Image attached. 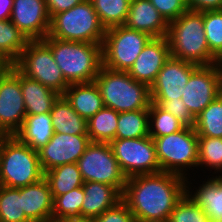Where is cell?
Segmentation results:
<instances>
[{"label": "cell", "instance_id": "b9f144b4", "mask_svg": "<svg viewBox=\"0 0 222 222\" xmlns=\"http://www.w3.org/2000/svg\"><path fill=\"white\" fill-rule=\"evenodd\" d=\"M84 0H45L46 8L51 18L53 15L67 11Z\"/></svg>", "mask_w": 222, "mask_h": 222}, {"label": "cell", "instance_id": "83f0119b", "mask_svg": "<svg viewBox=\"0 0 222 222\" xmlns=\"http://www.w3.org/2000/svg\"><path fill=\"white\" fill-rule=\"evenodd\" d=\"M149 136V109L121 112L115 139H134Z\"/></svg>", "mask_w": 222, "mask_h": 222}, {"label": "cell", "instance_id": "7c38bea8", "mask_svg": "<svg viewBox=\"0 0 222 222\" xmlns=\"http://www.w3.org/2000/svg\"><path fill=\"white\" fill-rule=\"evenodd\" d=\"M184 89L181 100L190 113L197 118L212 101L222 94L221 62L199 66L190 75Z\"/></svg>", "mask_w": 222, "mask_h": 222}, {"label": "cell", "instance_id": "6da1fadb", "mask_svg": "<svg viewBox=\"0 0 222 222\" xmlns=\"http://www.w3.org/2000/svg\"><path fill=\"white\" fill-rule=\"evenodd\" d=\"M185 193L186 178L161 171L127 178L122 200L136 222H167Z\"/></svg>", "mask_w": 222, "mask_h": 222}, {"label": "cell", "instance_id": "603a6c76", "mask_svg": "<svg viewBox=\"0 0 222 222\" xmlns=\"http://www.w3.org/2000/svg\"><path fill=\"white\" fill-rule=\"evenodd\" d=\"M188 180L186 178V193L190 198L210 216L212 222H222V175L209 178L194 193L190 192Z\"/></svg>", "mask_w": 222, "mask_h": 222}, {"label": "cell", "instance_id": "7bdbcfd3", "mask_svg": "<svg viewBox=\"0 0 222 222\" xmlns=\"http://www.w3.org/2000/svg\"><path fill=\"white\" fill-rule=\"evenodd\" d=\"M13 0H0V21L10 20Z\"/></svg>", "mask_w": 222, "mask_h": 222}, {"label": "cell", "instance_id": "d6986e66", "mask_svg": "<svg viewBox=\"0 0 222 222\" xmlns=\"http://www.w3.org/2000/svg\"><path fill=\"white\" fill-rule=\"evenodd\" d=\"M22 209L32 222H43L53 213V197L48 181L39 182L20 188Z\"/></svg>", "mask_w": 222, "mask_h": 222}, {"label": "cell", "instance_id": "7402d4cb", "mask_svg": "<svg viewBox=\"0 0 222 222\" xmlns=\"http://www.w3.org/2000/svg\"><path fill=\"white\" fill-rule=\"evenodd\" d=\"M20 87L26 115L50 113L60 94L20 72Z\"/></svg>", "mask_w": 222, "mask_h": 222}, {"label": "cell", "instance_id": "bcb514c9", "mask_svg": "<svg viewBox=\"0 0 222 222\" xmlns=\"http://www.w3.org/2000/svg\"><path fill=\"white\" fill-rule=\"evenodd\" d=\"M43 222H69V217H62V218H57V217H48L45 221Z\"/></svg>", "mask_w": 222, "mask_h": 222}, {"label": "cell", "instance_id": "f1b7e54d", "mask_svg": "<svg viewBox=\"0 0 222 222\" xmlns=\"http://www.w3.org/2000/svg\"><path fill=\"white\" fill-rule=\"evenodd\" d=\"M194 129L198 137L222 138V94L198 115Z\"/></svg>", "mask_w": 222, "mask_h": 222}, {"label": "cell", "instance_id": "cb8c5ba5", "mask_svg": "<svg viewBox=\"0 0 222 222\" xmlns=\"http://www.w3.org/2000/svg\"><path fill=\"white\" fill-rule=\"evenodd\" d=\"M54 134L50 113L26 115L21 128L14 136L33 150H40Z\"/></svg>", "mask_w": 222, "mask_h": 222}, {"label": "cell", "instance_id": "e0dca14e", "mask_svg": "<svg viewBox=\"0 0 222 222\" xmlns=\"http://www.w3.org/2000/svg\"><path fill=\"white\" fill-rule=\"evenodd\" d=\"M170 57V45L167 36L151 38L136 58L128 74L136 81L151 87Z\"/></svg>", "mask_w": 222, "mask_h": 222}, {"label": "cell", "instance_id": "836d02e7", "mask_svg": "<svg viewBox=\"0 0 222 222\" xmlns=\"http://www.w3.org/2000/svg\"><path fill=\"white\" fill-rule=\"evenodd\" d=\"M222 170V138L198 137V167Z\"/></svg>", "mask_w": 222, "mask_h": 222}, {"label": "cell", "instance_id": "3957f363", "mask_svg": "<svg viewBox=\"0 0 222 222\" xmlns=\"http://www.w3.org/2000/svg\"><path fill=\"white\" fill-rule=\"evenodd\" d=\"M54 59L69 84L93 82L103 66L102 45L46 36Z\"/></svg>", "mask_w": 222, "mask_h": 222}, {"label": "cell", "instance_id": "ac0fdd59", "mask_svg": "<svg viewBox=\"0 0 222 222\" xmlns=\"http://www.w3.org/2000/svg\"><path fill=\"white\" fill-rule=\"evenodd\" d=\"M125 26L158 38L167 36L169 24L149 0H131Z\"/></svg>", "mask_w": 222, "mask_h": 222}, {"label": "cell", "instance_id": "7a4b0ae2", "mask_svg": "<svg viewBox=\"0 0 222 222\" xmlns=\"http://www.w3.org/2000/svg\"><path fill=\"white\" fill-rule=\"evenodd\" d=\"M167 38L171 57L199 66L220 60L210 51L203 25V12L187 11L169 23Z\"/></svg>", "mask_w": 222, "mask_h": 222}, {"label": "cell", "instance_id": "8992f818", "mask_svg": "<svg viewBox=\"0 0 222 222\" xmlns=\"http://www.w3.org/2000/svg\"><path fill=\"white\" fill-rule=\"evenodd\" d=\"M106 33L90 0L50 18L48 36L74 42L103 44Z\"/></svg>", "mask_w": 222, "mask_h": 222}, {"label": "cell", "instance_id": "d4e9b609", "mask_svg": "<svg viewBox=\"0 0 222 222\" xmlns=\"http://www.w3.org/2000/svg\"><path fill=\"white\" fill-rule=\"evenodd\" d=\"M50 115L54 133L88 135L87 120L71 107L63 95L54 102Z\"/></svg>", "mask_w": 222, "mask_h": 222}, {"label": "cell", "instance_id": "d6a6232c", "mask_svg": "<svg viewBox=\"0 0 222 222\" xmlns=\"http://www.w3.org/2000/svg\"><path fill=\"white\" fill-rule=\"evenodd\" d=\"M185 127L171 113L163 110L158 104L149 106V136L162 137L182 130ZM155 128V129H154Z\"/></svg>", "mask_w": 222, "mask_h": 222}, {"label": "cell", "instance_id": "60d3db41", "mask_svg": "<svg viewBox=\"0 0 222 222\" xmlns=\"http://www.w3.org/2000/svg\"><path fill=\"white\" fill-rule=\"evenodd\" d=\"M189 11L205 12L222 10V0H186Z\"/></svg>", "mask_w": 222, "mask_h": 222}, {"label": "cell", "instance_id": "5b68a950", "mask_svg": "<svg viewBox=\"0 0 222 222\" xmlns=\"http://www.w3.org/2000/svg\"><path fill=\"white\" fill-rule=\"evenodd\" d=\"M44 173L38 151L20 142L14 135L0 139V185L21 188L39 182Z\"/></svg>", "mask_w": 222, "mask_h": 222}, {"label": "cell", "instance_id": "8fae6325", "mask_svg": "<svg viewBox=\"0 0 222 222\" xmlns=\"http://www.w3.org/2000/svg\"><path fill=\"white\" fill-rule=\"evenodd\" d=\"M109 144L127 178L161 172L152 137L114 139Z\"/></svg>", "mask_w": 222, "mask_h": 222}, {"label": "cell", "instance_id": "277c9868", "mask_svg": "<svg viewBox=\"0 0 222 222\" xmlns=\"http://www.w3.org/2000/svg\"><path fill=\"white\" fill-rule=\"evenodd\" d=\"M104 107L118 113L149 109L150 87L133 79L128 72L101 67L95 78Z\"/></svg>", "mask_w": 222, "mask_h": 222}, {"label": "cell", "instance_id": "ab89813d", "mask_svg": "<svg viewBox=\"0 0 222 222\" xmlns=\"http://www.w3.org/2000/svg\"><path fill=\"white\" fill-rule=\"evenodd\" d=\"M94 222H136L127 204L121 200L115 206L107 209Z\"/></svg>", "mask_w": 222, "mask_h": 222}, {"label": "cell", "instance_id": "4316f807", "mask_svg": "<svg viewBox=\"0 0 222 222\" xmlns=\"http://www.w3.org/2000/svg\"><path fill=\"white\" fill-rule=\"evenodd\" d=\"M119 113L103 107L87 121V134L91 142L110 143L116 137Z\"/></svg>", "mask_w": 222, "mask_h": 222}, {"label": "cell", "instance_id": "30bf717a", "mask_svg": "<svg viewBox=\"0 0 222 222\" xmlns=\"http://www.w3.org/2000/svg\"><path fill=\"white\" fill-rule=\"evenodd\" d=\"M83 182H100L123 193L127 177L123 174L109 143L91 142L77 161Z\"/></svg>", "mask_w": 222, "mask_h": 222}, {"label": "cell", "instance_id": "74e56055", "mask_svg": "<svg viewBox=\"0 0 222 222\" xmlns=\"http://www.w3.org/2000/svg\"><path fill=\"white\" fill-rule=\"evenodd\" d=\"M152 103L158 104L163 110L171 113L185 126L194 127L196 118L186 108L182 100H151Z\"/></svg>", "mask_w": 222, "mask_h": 222}, {"label": "cell", "instance_id": "52a82bcc", "mask_svg": "<svg viewBox=\"0 0 222 222\" xmlns=\"http://www.w3.org/2000/svg\"><path fill=\"white\" fill-rule=\"evenodd\" d=\"M152 139L161 171L187 178L186 168L198 167V136L194 127L185 126L176 133Z\"/></svg>", "mask_w": 222, "mask_h": 222}, {"label": "cell", "instance_id": "2e32d148", "mask_svg": "<svg viewBox=\"0 0 222 222\" xmlns=\"http://www.w3.org/2000/svg\"><path fill=\"white\" fill-rule=\"evenodd\" d=\"M10 20L28 40H43L49 33L45 0H13Z\"/></svg>", "mask_w": 222, "mask_h": 222}, {"label": "cell", "instance_id": "4dcf8cb0", "mask_svg": "<svg viewBox=\"0 0 222 222\" xmlns=\"http://www.w3.org/2000/svg\"><path fill=\"white\" fill-rule=\"evenodd\" d=\"M0 222H32L22 209L20 188L0 185Z\"/></svg>", "mask_w": 222, "mask_h": 222}, {"label": "cell", "instance_id": "44dd1931", "mask_svg": "<svg viewBox=\"0 0 222 222\" xmlns=\"http://www.w3.org/2000/svg\"><path fill=\"white\" fill-rule=\"evenodd\" d=\"M63 96L71 107L87 121L104 107L99 87L95 81L70 84Z\"/></svg>", "mask_w": 222, "mask_h": 222}, {"label": "cell", "instance_id": "9a60e30c", "mask_svg": "<svg viewBox=\"0 0 222 222\" xmlns=\"http://www.w3.org/2000/svg\"><path fill=\"white\" fill-rule=\"evenodd\" d=\"M198 67L192 62L170 57L150 87L151 100H181L190 75Z\"/></svg>", "mask_w": 222, "mask_h": 222}, {"label": "cell", "instance_id": "ee69618b", "mask_svg": "<svg viewBox=\"0 0 222 222\" xmlns=\"http://www.w3.org/2000/svg\"><path fill=\"white\" fill-rule=\"evenodd\" d=\"M14 67V62L0 50V76L10 72Z\"/></svg>", "mask_w": 222, "mask_h": 222}, {"label": "cell", "instance_id": "e575fe53", "mask_svg": "<svg viewBox=\"0 0 222 222\" xmlns=\"http://www.w3.org/2000/svg\"><path fill=\"white\" fill-rule=\"evenodd\" d=\"M203 25L210 51L222 61V10L203 12Z\"/></svg>", "mask_w": 222, "mask_h": 222}, {"label": "cell", "instance_id": "9c48e42d", "mask_svg": "<svg viewBox=\"0 0 222 222\" xmlns=\"http://www.w3.org/2000/svg\"><path fill=\"white\" fill-rule=\"evenodd\" d=\"M152 37L125 25L106 29L102 44L103 66L128 72L144 46Z\"/></svg>", "mask_w": 222, "mask_h": 222}, {"label": "cell", "instance_id": "484cf974", "mask_svg": "<svg viewBox=\"0 0 222 222\" xmlns=\"http://www.w3.org/2000/svg\"><path fill=\"white\" fill-rule=\"evenodd\" d=\"M48 181L53 199L83 186V179L77 163H68L54 167L44 173Z\"/></svg>", "mask_w": 222, "mask_h": 222}, {"label": "cell", "instance_id": "1f68e13d", "mask_svg": "<svg viewBox=\"0 0 222 222\" xmlns=\"http://www.w3.org/2000/svg\"><path fill=\"white\" fill-rule=\"evenodd\" d=\"M28 41L11 20L0 21V50L14 63L26 48Z\"/></svg>", "mask_w": 222, "mask_h": 222}, {"label": "cell", "instance_id": "f6af8a7d", "mask_svg": "<svg viewBox=\"0 0 222 222\" xmlns=\"http://www.w3.org/2000/svg\"><path fill=\"white\" fill-rule=\"evenodd\" d=\"M69 222H94V219L82 216H72L69 217Z\"/></svg>", "mask_w": 222, "mask_h": 222}, {"label": "cell", "instance_id": "ba28073f", "mask_svg": "<svg viewBox=\"0 0 222 222\" xmlns=\"http://www.w3.org/2000/svg\"><path fill=\"white\" fill-rule=\"evenodd\" d=\"M14 66L23 75L60 95L70 85L57 65L50 47L43 40H29Z\"/></svg>", "mask_w": 222, "mask_h": 222}, {"label": "cell", "instance_id": "5bb4252c", "mask_svg": "<svg viewBox=\"0 0 222 222\" xmlns=\"http://www.w3.org/2000/svg\"><path fill=\"white\" fill-rule=\"evenodd\" d=\"M91 143L88 135L54 133L50 141L38 150L43 173L68 163H77Z\"/></svg>", "mask_w": 222, "mask_h": 222}, {"label": "cell", "instance_id": "4fadbf2b", "mask_svg": "<svg viewBox=\"0 0 222 222\" xmlns=\"http://www.w3.org/2000/svg\"><path fill=\"white\" fill-rule=\"evenodd\" d=\"M25 116L20 71L14 66L0 76V132L4 136H13L21 128Z\"/></svg>", "mask_w": 222, "mask_h": 222}, {"label": "cell", "instance_id": "8d00e7d4", "mask_svg": "<svg viewBox=\"0 0 222 222\" xmlns=\"http://www.w3.org/2000/svg\"><path fill=\"white\" fill-rule=\"evenodd\" d=\"M167 222H212L210 216L185 193L176 203Z\"/></svg>", "mask_w": 222, "mask_h": 222}, {"label": "cell", "instance_id": "ffe728a7", "mask_svg": "<svg viewBox=\"0 0 222 222\" xmlns=\"http://www.w3.org/2000/svg\"><path fill=\"white\" fill-rule=\"evenodd\" d=\"M82 187L85 193L81 207L82 217L94 219L122 200V193L105 183L84 182Z\"/></svg>", "mask_w": 222, "mask_h": 222}, {"label": "cell", "instance_id": "f546056e", "mask_svg": "<svg viewBox=\"0 0 222 222\" xmlns=\"http://www.w3.org/2000/svg\"><path fill=\"white\" fill-rule=\"evenodd\" d=\"M105 29L125 25L131 0H90Z\"/></svg>", "mask_w": 222, "mask_h": 222}, {"label": "cell", "instance_id": "7dc6e473", "mask_svg": "<svg viewBox=\"0 0 222 222\" xmlns=\"http://www.w3.org/2000/svg\"><path fill=\"white\" fill-rule=\"evenodd\" d=\"M4 135L0 132V139L3 137Z\"/></svg>", "mask_w": 222, "mask_h": 222}, {"label": "cell", "instance_id": "d590c367", "mask_svg": "<svg viewBox=\"0 0 222 222\" xmlns=\"http://www.w3.org/2000/svg\"><path fill=\"white\" fill-rule=\"evenodd\" d=\"M85 193L83 187H77L53 200V217L81 216V207Z\"/></svg>", "mask_w": 222, "mask_h": 222}, {"label": "cell", "instance_id": "f35d334b", "mask_svg": "<svg viewBox=\"0 0 222 222\" xmlns=\"http://www.w3.org/2000/svg\"><path fill=\"white\" fill-rule=\"evenodd\" d=\"M169 24L188 11L186 0H149Z\"/></svg>", "mask_w": 222, "mask_h": 222}]
</instances>
